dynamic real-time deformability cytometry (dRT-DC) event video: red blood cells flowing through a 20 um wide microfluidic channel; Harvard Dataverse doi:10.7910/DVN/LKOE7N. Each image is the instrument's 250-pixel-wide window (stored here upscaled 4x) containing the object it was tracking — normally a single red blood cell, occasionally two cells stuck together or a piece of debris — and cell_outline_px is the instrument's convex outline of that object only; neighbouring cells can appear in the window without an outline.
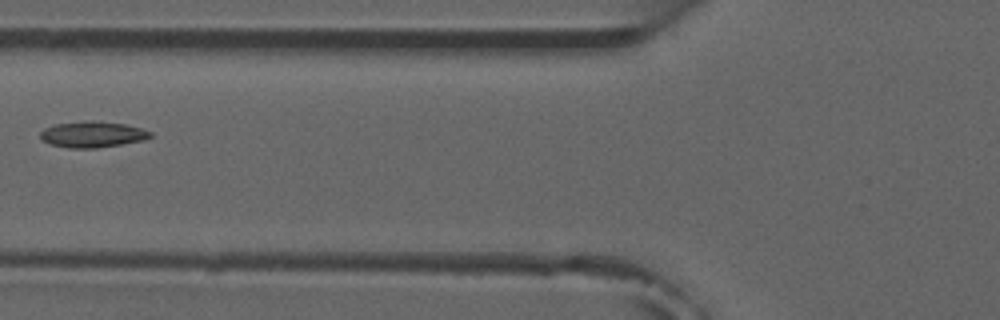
{"species": "common noctule bat (a hibernating species)", "species_latin": "Nyctalus noctula", "temperature_condition": "room temperature", "stored_images_in_passage": 6, "camera_frame_rate_fps": 3000, "um_per_image_px": 0.085, "animal": {"sex": "male", "forearm_length_mm": 52.5}, "frame": {"image": 1, "passage_image": 6, "time_ms": 6.667, "image_size_px": [1000, 320], "cell_outline_px": [[152, 136], [144, 140], [96, 148], [68, 148], [52, 144], [44, 140], [40, 136], [40, 132], [44, 128], [56, 124], [88, 120], [92, 120], [124, 124], [140, 128], [152, 132]], "centroid_in_image_um": [7.87, 11.42], "position_along_channel_um": 117.9, "area_um2": 16.53}}